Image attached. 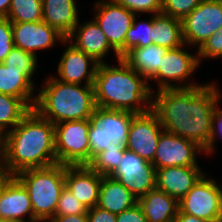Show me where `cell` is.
<instances>
[{"mask_svg":"<svg viewBox=\"0 0 222 222\" xmlns=\"http://www.w3.org/2000/svg\"><path fill=\"white\" fill-rule=\"evenodd\" d=\"M148 222H174L179 201L156 187L138 198L137 203Z\"/></svg>","mask_w":222,"mask_h":222,"instance_id":"21","label":"cell"},{"mask_svg":"<svg viewBox=\"0 0 222 222\" xmlns=\"http://www.w3.org/2000/svg\"><path fill=\"white\" fill-rule=\"evenodd\" d=\"M187 45L168 49L163 56L161 66L151 80H156L158 90L173 88H192L202 85L199 83H187L189 77L198 69L200 62L198 54L187 52ZM186 84H181L182 82ZM175 82V83H173ZM179 82V83H178ZM177 83V84H176Z\"/></svg>","mask_w":222,"mask_h":222,"instance_id":"8","label":"cell"},{"mask_svg":"<svg viewBox=\"0 0 222 222\" xmlns=\"http://www.w3.org/2000/svg\"><path fill=\"white\" fill-rule=\"evenodd\" d=\"M102 176L88 165H66L65 187L87 209H91L97 205Z\"/></svg>","mask_w":222,"mask_h":222,"instance_id":"18","label":"cell"},{"mask_svg":"<svg viewBox=\"0 0 222 222\" xmlns=\"http://www.w3.org/2000/svg\"><path fill=\"white\" fill-rule=\"evenodd\" d=\"M63 45H66L67 48H65L59 61L57 68L59 76L56 79L71 84L81 85L84 82V85H94L99 62L75 48L67 40L64 41Z\"/></svg>","mask_w":222,"mask_h":222,"instance_id":"16","label":"cell"},{"mask_svg":"<svg viewBox=\"0 0 222 222\" xmlns=\"http://www.w3.org/2000/svg\"><path fill=\"white\" fill-rule=\"evenodd\" d=\"M87 208L73 195V193L64 187L61 191L55 215H80L87 214Z\"/></svg>","mask_w":222,"mask_h":222,"instance_id":"33","label":"cell"},{"mask_svg":"<svg viewBox=\"0 0 222 222\" xmlns=\"http://www.w3.org/2000/svg\"><path fill=\"white\" fill-rule=\"evenodd\" d=\"M88 222H116V214L98 206L87 210Z\"/></svg>","mask_w":222,"mask_h":222,"instance_id":"40","label":"cell"},{"mask_svg":"<svg viewBox=\"0 0 222 222\" xmlns=\"http://www.w3.org/2000/svg\"><path fill=\"white\" fill-rule=\"evenodd\" d=\"M26 214L29 219H25ZM0 220L39 222L34 217L28 191L15 176L4 174V182L0 186Z\"/></svg>","mask_w":222,"mask_h":222,"instance_id":"14","label":"cell"},{"mask_svg":"<svg viewBox=\"0 0 222 222\" xmlns=\"http://www.w3.org/2000/svg\"><path fill=\"white\" fill-rule=\"evenodd\" d=\"M205 173L199 166H174L156 169V188L181 200Z\"/></svg>","mask_w":222,"mask_h":222,"instance_id":"19","label":"cell"},{"mask_svg":"<svg viewBox=\"0 0 222 222\" xmlns=\"http://www.w3.org/2000/svg\"><path fill=\"white\" fill-rule=\"evenodd\" d=\"M174 222H209L205 219H200L196 216H192L186 213H182L180 210L178 211Z\"/></svg>","mask_w":222,"mask_h":222,"instance_id":"43","label":"cell"},{"mask_svg":"<svg viewBox=\"0 0 222 222\" xmlns=\"http://www.w3.org/2000/svg\"><path fill=\"white\" fill-rule=\"evenodd\" d=\"M36 71L8 69L0 63V93L21 98L33 109L37 96L32 77Z\"/></svg>","mask_w":222,"mask_h":222,"instance_id":"20","label":"cell"},{"mask_svg":"<svg viewBox=\"0 0 222 222\" xmlns=\"http://www.w3.org/2000/svg\"><path fill=\"white\" fill-rule=\"evenodd\" d=\"M135 16L132 26L127 31L124 43V56L133 48L146 47L152 44V17L148 20L138 21Z\"/></svg>","mask_w":222,"mask_h":222,"instance_id":"30","label":"cell"},{"mask_svg":"<svg viewBox=\"0 0 222 222\" xmlns=\"http://www.w3.org/2000/svg\"><path fill=\"white\" fill-rule=\"evenodd\" d=\"M137 203L138 198L122 183L111 176H102L96 206L111 213L119 214L134 207Z\"/></svg>","mask_w":222,"mask_h":222,"instance_id":"22","label":"cell"},{"mask_svg":"<svg viewBox=\"0 0 222 222\" xmlns=\"http://www.w3.org/2000/svg\"><path fill=\"white\" fill-rule=\"evenodd\" d=\"M57 163L68 166L88 165L90 147L89 119L54 124Z\"/></svg>","mask_w":222,"mask_h":222,"instance_id":"6","label":"cell"},{"mask_svg":"<svg viewBox=\"0 0 222 222\" xmlns=\"http://www.w3.org/2000/svg\"><path fill=\"white\" fill-rule=\"evenodd\" d=\"M217 88L211 82L192 88L160 89L152 94L151 110L165 131L192 140L205 150L214 108L221 98Z\"/></svg>","mask_w":222,"mask_h":222,"instance_id":"1","label":"cell"},{"mask_svg":"<svg viewBox=\"0 0 222 222\" xmlns=\"http://www.w3.org/2000/svg\"><path fill=\"white\" fill-rule=\"evenodd\" d=\"M152 44L168 49L184 44L182 22L163 13L152 15Z\"/></svg>","mask_w":222,"mask_h":222,"instance_id":"26","label":"cell"},{"mask_svg":"<svg viewBox=\"0 0 222 222\" xmlns=\"http://www.w3.org/2000/svg\"><path fill=\"white\" fill-rule=\"evenodd\" d=\"M15 47L37 56V51L52 48L57 42L64 43L66 37L46 22L12 23Z\"/></svg>","mask_w":222,"mask_h":222,"instance_id":"15","label":"cell"},{"mask_svg":"<svg viewBox=\"0 0 222 222\" xmlns=\"http://www.w3.org/2000/svg\"><path fill=\"white\" fill-rule=\"evenodd\" d=\"M181 22L183 42L198 49L222 28V1L203 0Z\"/></svg>","mask_w":222,"mask_h":222,"instance_id":"9","label":"cell"},{"mask_svg":"<svg viewBox=\"0 0 222 222\" xmlns=\"http://www.w3.org/2000/svg\"><path fill=\"white\" fill-rule=\"evenodd\" d=\"M90 129L88 133L89 147H90V162L100 152L107 150V146L113 142L108 140L101 129L100 122L94 117L89 118Z\"/></svg>","mask_w":222,"mask_h":222,"instance_id":"32","label":"cell"},{"mask_svg":"<svg viewBox=\"0 0 222 222\" xmlns=\"http://www.w3.org/2000/svg\"><path fill=\"white\" fill-rule=\"evenodd\" d=\"M117 63V66L105 62L98 64L94 81L96 106L134 114L148 112L154 90L122 58Z\"/></svg>","mask_w":222,"mask_h":222,"instance_id":"3","label":"cell"},{"mask_svg":"<svg viewBox=\"0 0 222 222\" xmlns=\"http://www.w3.org/2000/svg\"><path fill=\"white\" fill-rule=\"evenodd\" d=\"M48 222H88L87 214L80 215H55Z\"/></svg>","mask_w":222,"mask_h":222,"instance_id":"42","label":"cell"},{"mask_svg":"<svg viewBox=\"0 0 222 222\" xmlns=\"http://www.w3.org/2000/svg\"><path fill=\"white\" fill-rule=\"evenodd\" d=\"M31 110L23 99L0 93V130L11 131Z\"/></svg>","mask_w":222,"mask_h":222,"instance_id":"27","label":"cell"},{"mask_svg":"<svg viewBox=\"0 0 222 222\" xmlns=\"http://www.w3.org/2000/svg\"><path fill=\"white\" fill-rule=\"evenodd\" d=\"M75 38V39H74ZM75 48L92 56L97 62L103 63L105 56L113 50L117 60L121 59L118 53L110 46L106 35L98 26L94 19H91L84 24H78L72 32L66 37Z\"/></svg>","mask_w":222,"mask_h":222,"instance_id":"17","label":"cell"},{"mask_svg":"<svg viewBox=\"0 0 222 222\" xmlns=\"http://www.w3.org/2000/svg\"><path fill=\"white\" fill-rule=\"evenodd\" d=\"M55 164L54 124L32 109L8 132L6 175Z\"/></svg>","mask_w":222,"mask_h":222,"instance_id":"2","label":"cell"},{"mask_svg":"<svg viewBox=\"0 0 222 222\" xmlns=\"http://www.w3.org/2000/svg\"><path fill=\"white\" fill-rule=\"evenodd\" d=\"M168 48L150 44L146 47L133 48L122 59L148 82L161 66Z\"/></svg>","mask_w":222,"mask_h":222,"instance_id":"25","label":"cell"},{"mask_svg":"<svg viewBox=\"0 0 222 222\" xmlns=\"http://www.w3.org/2000/svg\"><path fill=\"white\" fill-rule=\"evenodd\" d=\"M13 47L12 22L7 17H2L0 18V63L4 62Z\"/></svg>","mask_w":222,"mask_h":222,"instance_id":"37","label":"cell"},{"mask_svg":"<svg viewBox=\"0 0 222 222\" xmlns=\"http://www.w3.org/2000/svg\"><path fill=\"white\" fill-rule=\"evenodd\" d=\"M42 20L67 37L78 24L75 0H42Z\"/></svg>","mask_w":222,"mask_h":222,"instance_id":"23","label":"cell"},{"mask_svg":"<svg viewBox=\"0 0 222 222\" xmlns=\"http://www.w3.org/2000/svg\"><path fill=\"white\" fill-rule=\"evenodd\" d=\"M4 182V173H0V186Z\"/></svg>","mask_w":222,"mask_h":222,"instance_id":"45","label":"cell"},{"mask_svg":"<svg viewBox=\"0 0 222 222\" xmlns=\"http://www.w3.org/2000/svg\"><path fill=\"white\" fill-rule=\"evenodd\" d=\"M163 131L157 115L151 109L146 113L135 114L131 120L125 148L152 163Z\"/></svg>","mask_w":222,"mask_h":222,"instance_id":"11","label":"cell"},{"mask_svg":"<svg viewBox=\"0 0 222 222\" xmlns=\"http://www.w3.org/2000/svg\"><path fill=\"white\" fill-rule=\"evenodd\" d=\"M66 165L27 169L15 177L24 185L30 196L34 217L39 222H48L55 216L58 200L65 187Z\"/></svg>","mask_w":222,"mask_h":222,"instance_id":"5","label":"cell"},{"mask_svg":"<svg viewBox=\"0 0 222 222\" xmlns=\"http://www.w3.org/2000/svg\"><path fill=\"white\" fill-rule=\"evenodd\" d=\"M136 15L143 13L159 14L162 11V0H114Z\"/></svg>","mask_w":222,"mask_h":222,"instance_id":"35","label":"cell"},{"mask_svg":"<svg viewBox=\"0 0 222 222\" xmlns=\"http://www.w3.org/2000/svg\"><path fill=\"white\" fill-rule=\"evenodd\" d=\"M222 139V109H219V106L214 108V113L211 121V136L208 142L207 148L204 150V153L211 154L215 149L216 138Z\"/></svg>","mask_w":222,"mask_h":222,"instance_id":"38","label":"cell"},{"mask_svg":"<svg viewBox=\"0 0 222 222\" xmlns=\"http://www.w3.org/2000/svg\"><path fill=\"white\" fill-rule=\"evenodd\" d=\"M198 59H218L222 57V28L212 34L197 50Z\"/></svg>","mask_w":222,"mask_h":222,"instance_id":"36","label":"cell"},{"mask_svg":"<svg viewBox=\"0 0 222 222\" xmlns=\"http://www.w3.org/2000/svg\"><path fill=\"white\" fill-rule=\"evenodd\" d=\"M11 0H0V18L7 17Z\"/></svg>","mask_w":222,"mask_h":222,"instance_id":"44","label":"cell"},{"mask_svg":"<svg viewBox=\"0 0 222 222\" xmlns=\"http://www.w3.org/2000/svg\"><path fill=\"white\" fill-rule=\"evenodd\" d=\"M8 132L0 130V173L6 174Z\"/></svg>","mask_w":222,"mask_h":222,"instance_id":"41","label":"cell"},{"mask_svg":"<svg viewBox=\"0 0 222 222\" xmlns=\"http://www.w3.org/2000/svg\"><path fill=\"white\" fill-rule=\"evenodd\" d=\"M135 114L124 110L95 107L94 117L100 122L101 129L113 143L126 145L132 117Z\"/></svg>","mask_w":222,"mask_h":222,"instance_id":"24","label":"cell"},{"mask_svg":"<svg viewBox=\"0 0 222 222\" xmlns=\"http://www.w3.org/2000/svg\"><path fill=\"white\" fill-rule=\"evenodd\" d=\"M35 55L24 51L21 48L13 47L10 53L5 58L3 64L8 69L14 70H38L36 67L38 65Z\"/></svg>","mask_w":222,"mask_h":222,"instance_id":"31","label":"cell"},{"mask_svg":"<svg viewBox=\"0 0 222 222\" xmlns=\"http://www.w3.org/2000/svg\"><path fill=\"white\" fill-rule=\"evenodd\" d=\"M116 222H148L141 207H134L116 214Z\"/></svg>","mask_w":222,"mask_h":222,"instance_id":"39","label":"cell"},{"mask_svg":"<svg viewBox=\"0 0 222 222\" xmlns=\"http://www.w3.org/2000/svg\"><path fill=\"white\" fill-rule=\"evenodd\" d=\"M42 86L33 108L42 118L58 124L94 115V85L65 83L49 76Z\"/></svg>","mask_w":222,"mask_h":222,"instance_id":"4","label":"cell"},{"mask_svg":"<svg viewBox=\"0 0 222 222\" xmlns=\"http://www.w3.org/2000/svg\"><path fill=\"white\" fill-rule=\"evenodd\" d=\"M42 0H11L7 18L12 23L42 21Z\"/></svg>","mask_w":222,"mask_h":222,"instance_id":"29","label":"cell"},{"mask_svg":"<svg viewBox=\"0 0 222 222\" xmlns=\"http://www.w3.org/2000/svg\"><path fill=\"white\" fill-rule=\"evenodd\" d=\"M112 178L122 183L137 198L156 187V168L134 152L125 150Z\"/></svg>","mask_w":222,"mask_h":222,"instance_id":"12","label":"cell"},{"mask_svg":"<svg viewBox=\"0 0 222 222\" xmlns=\"http://www.w3.org/2000/svg\"><path fill=\"white\" fill-rule=\"evenodd\" d=\"M199 152V153H198ZM204 149L192 140L163 131L152 164L156 169L174 166H198L197 153Z\"/></svg>","mask_w":222,"mask_h":222,"instance_id":"13","label":"cell"},{"mask_svg":"<svg viewBox=\"0 0 222 222\" xmlns=\"http://www.w3.org/2000/svg\"><path fill=\"white\" fill-rule=\"evenodd\" d=\"M206 175L179 200V210L209 222H222V186Z\"/></svg>","mask_w":222,"mask_h":222,"instance_id":"7","label":"cell"},{"mask_svg":"<svg viewBox=\"0 0 222 222\" xmlns=\"http://www.w3.org/2000/svg\"><path fill=\"white\" fill-rule=\"evenodd\" d=\"M124 145L111 143L107 146V150L98 153L88 164V166L103 176H111L123 159Z\"/></svg>","mask_w":222,"mask_h":222,"instance_id":"28","label":"cell"},{"mask_svg":"<svg viewBox=\"0 0 222 222\" xmlns=\"http://www.w3.org/2000/svg\"><path fill=\"white\" fill-rule=\"evenodd\" d=\"M93 7H95L93 19L106 35L110 46L120 58H123L125 36L136 14L114 0H98Z\"/></svg>","mask_w":222,"mask_h":222,"instance_id":"10","label":"cell"},{"mask_svg":"<svg viewBox=\"0 0 222 222\" xmlns=\"http://www.w3.org/2000/svg\"><path fill=\"white\" fill-rule=\"evenodd\" d=\"M203 0H162L161 13L183 20Z\"/></svg>","mask_w":222,"mask_h":222,"instance_id":"34","label":"cell"}]
</instances>
